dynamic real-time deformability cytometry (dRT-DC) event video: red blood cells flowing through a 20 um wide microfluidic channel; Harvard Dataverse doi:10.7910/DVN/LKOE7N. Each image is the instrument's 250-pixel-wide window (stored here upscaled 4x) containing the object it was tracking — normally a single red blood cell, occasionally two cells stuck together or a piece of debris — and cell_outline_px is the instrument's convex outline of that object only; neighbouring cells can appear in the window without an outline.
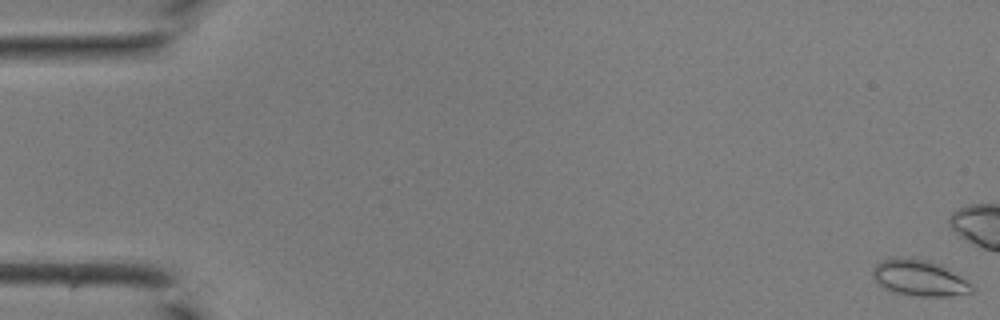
{"species": "common noctule bat (a hibernating species)", "species_latin": "Nyctalus noctula", "temperature_condition": "room temperature", "stored_images_in_passage": 15, "camera_frame_rate_fps": 3000, "um_per_image_px": 0.085, "animal": {"sex": "male", "body_mass_g": 19.0, "forearm_length_mm": 50.8}, "frame": {"image": 1, "passage_image": 1, "time_ms": 0.0, "image_size_px": [1000, 320], "cell_outline_px": [[976, 288], [972, 292], [948, 296], [920, 296], [892, 292], [884, 288], [872, 276], [872, 268], [876, 264], [884, 260], [900, 256], [928, 260], [940, 264], [972, 284]], "centroid_in_image_um": [78.14, 23.62], "position_along_channel_um": 6.9, "area_um2": 20.75}}